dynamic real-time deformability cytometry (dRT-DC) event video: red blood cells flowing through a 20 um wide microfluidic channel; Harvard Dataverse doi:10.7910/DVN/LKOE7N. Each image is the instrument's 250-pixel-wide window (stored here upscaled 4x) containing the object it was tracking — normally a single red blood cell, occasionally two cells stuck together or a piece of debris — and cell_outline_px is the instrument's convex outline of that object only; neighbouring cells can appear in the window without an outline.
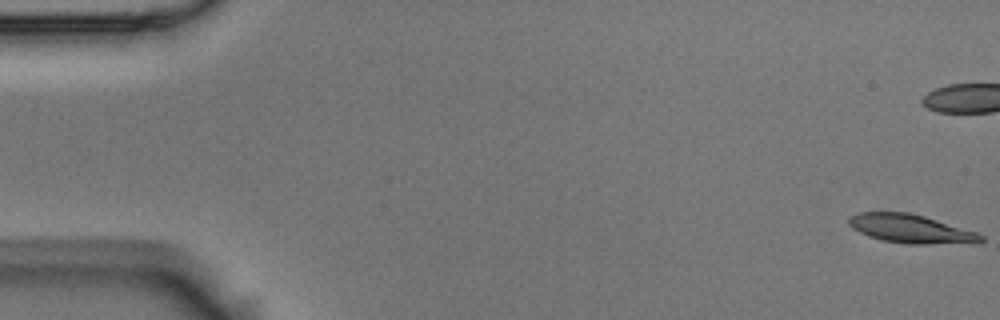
{"species": "Egyptian fruit bat (a non-hibernating species)", "species_latin": "Rousettus aegyptiacus", "temperature_condition": "room temperature", "stored_images_in_passage": 5, "camera_frame_rate_fps": 3000, "um_per_image_px": 0.085, "animal": {"sex": "male"}, "frame": {"image": 1, "passage_image": 1, "time_ms": 0.0, "image_size_px": [1000, 320], "cell_outline_px": [[984, 240], [928, 244], [908, 244], [884, 240], [868, 236], [852, 228], [848, 224], [848, 220], [852, 216], [860, 212], [908, 212], [924, 216], [976, 232], [984, 236]], "centroid_in_image_um": [77.33, 19.43], "position_along_channel_um": 7.7, "area_um2": 21.39}}
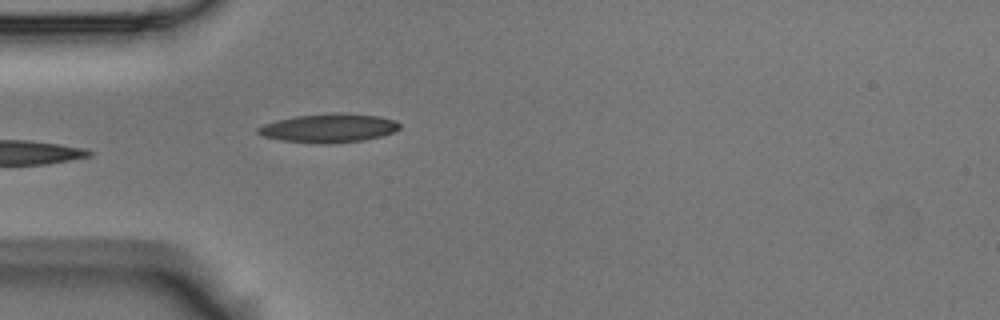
{"frame": {"image": 2, "passage_image": 5, "time_ms": 1.333, "image_size_px": [1000, 320], "cell_outline_px": [[400, 128], [392, 132], [380, 136], [364, 140], [328, 144], [324, 144], [280, 140], [264, 136], [256, 132], [256, 128], [264, 124], [296, 116], [380, 116], [396, 120], [400, 124]], "centroid_in_image_um": [27.93, 10.94], "position_along_channel_um": 57.1, "area_um2": 22.43}}